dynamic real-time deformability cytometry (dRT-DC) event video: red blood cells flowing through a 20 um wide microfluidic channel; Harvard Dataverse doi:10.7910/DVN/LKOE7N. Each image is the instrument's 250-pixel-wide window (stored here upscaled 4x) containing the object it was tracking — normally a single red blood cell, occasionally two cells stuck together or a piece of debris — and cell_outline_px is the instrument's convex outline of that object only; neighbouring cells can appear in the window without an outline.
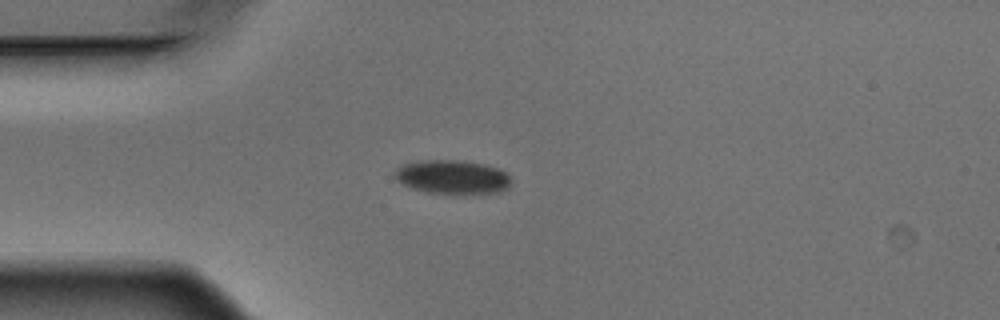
{"species": "Egyptian fruit bat (a non-hibernating species)", "species_latin": "Rousettus aegyptiacus", "temperature_condition": "warm", "stored_images_in_passage": 2, "camera_frame_rate_fps": 3000, "um_per_image_px": 0.085, "animal": {"sex": "male"}, "frame": {"image": 1, "passage_image": 2, "time_ms": 0.333, "image_size_px": [1000, 320], "cell_outline_px": [[512, 180], [508, 188], [500, 192], [428, 192], [412, 188], [396, 180], [396, 168], [404, 164], [420, 160], [456, 160], [484, 164], [496, 168], [504, 172]], "centroid_in_image_um": [38.44, 15.02], "position_along_channel_um": 46.6, "area_um2": 22.31}}